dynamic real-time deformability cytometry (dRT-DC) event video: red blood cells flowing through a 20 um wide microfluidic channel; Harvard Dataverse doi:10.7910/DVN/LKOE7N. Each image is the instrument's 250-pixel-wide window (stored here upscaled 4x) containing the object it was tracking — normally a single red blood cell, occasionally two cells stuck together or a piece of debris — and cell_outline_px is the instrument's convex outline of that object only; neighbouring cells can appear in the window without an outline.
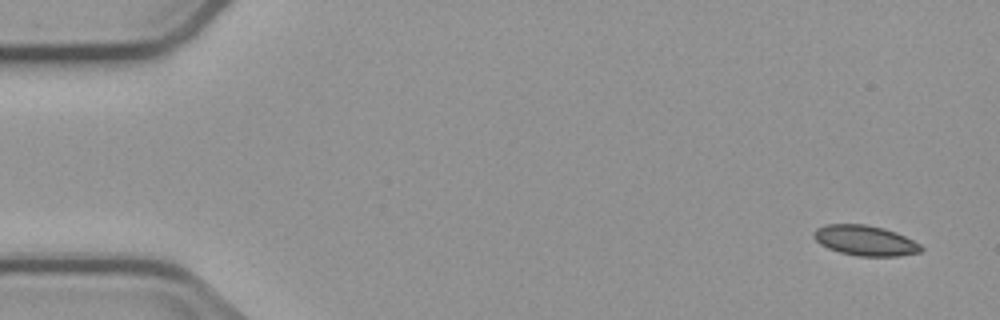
{"species": "common noctule bat (a hibernating species)", "species_latin": "Nyctalus noctula", "temperature_condition": "cold", "stored_images_in_passage": 3, "segment_of_instrument_passage": [2, 2], "camera_frame_rate_fps": 3000, "um_per_image_px": 0.085, "animal": {"sex": "male", "body_mass_g": 23.1, "forearm_length_mm": 52.7}, "frame": {"image": 1, "passage_image": 3, "time_ms": 3.333, "image_size_px": [1000, 320], "cell_outline_px": [[924, 248], [920, 252], [900, 256], [856, 256], [840, 252], [828, 248], [820, 244], [812, 236], [812, 232], [816, 228], [828, 224], [864, 224], [884, 228], [896, 232], [920, 244]], "centroid_in_image_um": [73.52, 20.44], "position_along_channel_um": 11.5, "area_um2": 18.96}}